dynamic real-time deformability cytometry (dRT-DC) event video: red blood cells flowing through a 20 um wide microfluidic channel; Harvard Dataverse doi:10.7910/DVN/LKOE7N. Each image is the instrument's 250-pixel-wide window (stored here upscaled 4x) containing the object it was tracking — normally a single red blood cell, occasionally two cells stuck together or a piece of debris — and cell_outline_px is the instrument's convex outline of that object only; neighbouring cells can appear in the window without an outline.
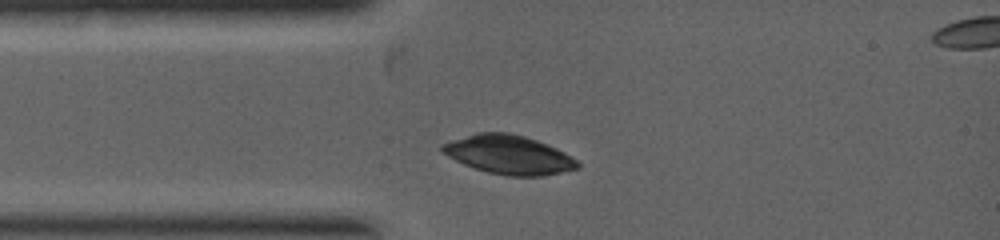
{"species": "common noctule bat (a hibernating species)", "species_latin": "Nyctalus noctula", "temperature_condition": "warm", "stored_images_in_passage": 3, "camera_frame_rate_fps": 5000, "um_per_image_px": 0.085, "animal": {"sex": "female", "body_mass_g": 19.0, "forearm_length_mm": 53.3}, "frame": {"image": 1, "passage_image": 2, "time_ms": 0.4, "image_size_px": [1000, 240], "cell_outline_px": [[580, 168], [544, 176], [508, 176], [488, 172], [464, 164], [440, 152], [440, 144], [476, 132], [508, 132], [524, 136], [536, 140], [556, 148], [564, 152], [576, 160], [580, 164]], "centroid_in_image_um": [43.23, 13.15], "position_along_channel_um": 41.8, "area_um2": 30.63}}